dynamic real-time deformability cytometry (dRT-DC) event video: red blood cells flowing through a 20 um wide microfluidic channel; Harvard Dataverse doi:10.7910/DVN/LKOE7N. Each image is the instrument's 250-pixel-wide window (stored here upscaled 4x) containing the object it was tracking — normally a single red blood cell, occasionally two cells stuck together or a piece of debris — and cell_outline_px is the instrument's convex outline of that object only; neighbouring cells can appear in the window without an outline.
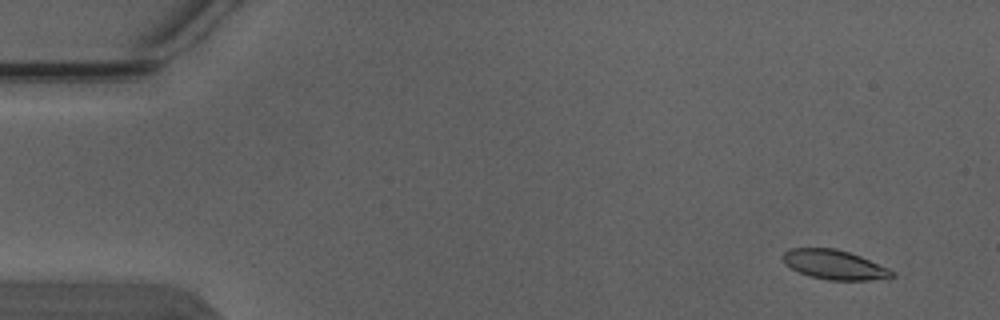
{"species": "Egyptian fruit bat (a non-hibernating species)", "species_latin": "Rousettus aegyptiacus", "temperature_condition": "warm", "stored_images_in_passage": 5, "camera_frame_rate_fps": 3000, "um_per_image_px": 0.085, "animal": {"sex": "male"}, "frame": {"image": 1, "passage_image": 1, "time_ms": 0.0, "image_size_px": [1000, 320], "cell_outline_px": [[896, 276], [868, 280], [828, 280], [808, 276], [784, 264], [780, 256], [788, 248], [836, 248], [860, 256], [888, 268], [896, 272]], "centroid_in_image_um": [70.88, 22.49], "position_along_channel_um": 14.1, "area_um2": 18.79}}